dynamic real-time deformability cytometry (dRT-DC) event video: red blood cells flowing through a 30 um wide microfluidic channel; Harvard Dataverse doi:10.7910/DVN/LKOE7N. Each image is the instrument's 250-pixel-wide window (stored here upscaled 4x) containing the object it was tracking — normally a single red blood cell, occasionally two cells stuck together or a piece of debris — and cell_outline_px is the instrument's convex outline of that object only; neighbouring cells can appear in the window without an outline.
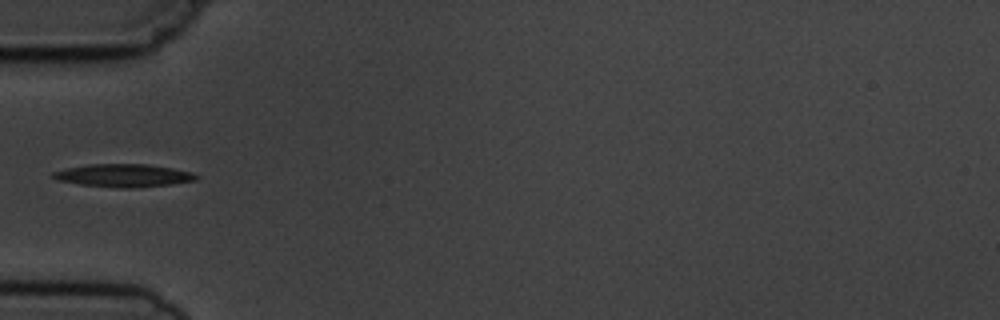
{"species": "common noctule bat (a hibernating species)", "species_latin": "Nyctalus noctula", "temperature_condition": "cold", "stored_images_in_passage": 3, "camera_frame_rate_fps": 3000, "um_per_image_px": 0.085, "animal": {"sex": "male", "body_mass_g": 19.5, "forearm_length_mm": 54.6}, "frame": {"image": 1, "passage_image": 3, "time_ms": 2.333, "image_size_px": [1000, 320], "cell_outline_px": [[200, 176], [196, 180], [172, 184], [140, 188], [116, 188], [80, 184], [60, 180], [52, 176], [52, 172], [68, 168], [88, 164], [148, 164], [172, 168], [192, 172]], "centroid_in_image_um": [10.56, 14.92], "position_along_channel_um": 74.4, "area_um2": 19.13}}